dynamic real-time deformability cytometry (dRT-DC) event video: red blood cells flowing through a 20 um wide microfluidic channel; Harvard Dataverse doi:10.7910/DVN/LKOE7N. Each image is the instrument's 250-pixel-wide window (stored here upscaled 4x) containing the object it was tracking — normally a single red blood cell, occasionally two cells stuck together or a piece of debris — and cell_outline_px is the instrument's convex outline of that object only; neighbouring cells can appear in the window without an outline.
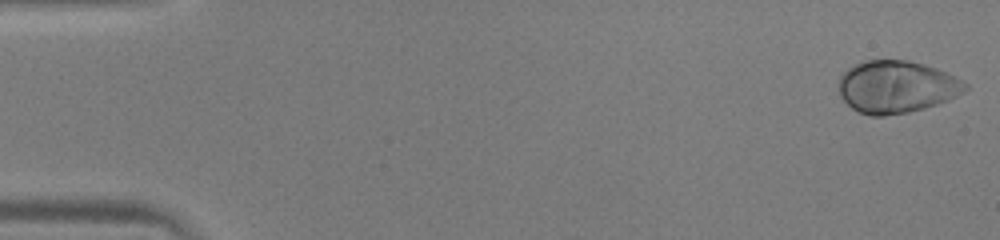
{"species": "human", "species_latin": "Homo sapiens", "temperature_condition": "warm", "stored_images_in_passage": 51, "camera_frame_rate_fps": 3000, "um_per_image_px": 0.085, "donor": {"sex": "male"}, "frame": {"image": 1, "passage_image": 1, "time_ms": 0.0, "image_size_px": [1000, 240], "cell_outline_px": [[968, 88], [964, 92], [948, 100], [924, 108], [908, 112], [884, 116], [872, 116], [860, 112], [852, 108], [840, 96], [840, 76], [852, 64], [864, 60], [908, 60], [924, 64], [936, 68], [968, 84]], "centroid_in_image_um": [76.19, 7.37], "position_along_channel_um": 8.8, "area_um2": 38.38}}
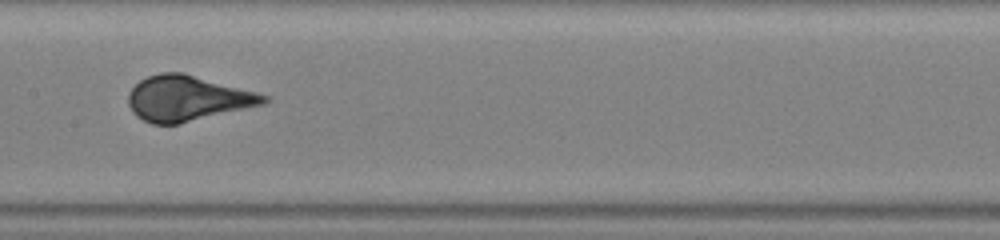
{"frame": {"image": 2, "passage_image": 26, "time_ms": 8.333, "image_size_px": [1000, 240], "cell_outline_px": [[272, 100], [264, 104], [180, 124], [152, 124], [136, 116], [132, 112], [128, 104], [128, 92], [140, 80], [148, 76], [160, 72], [184, 72], [256, 92], [268, 96]], "centroid_in_image_um": [15.92, 8.36], "position_along_channel_um": 191.5, "area_um2": 35.95}}
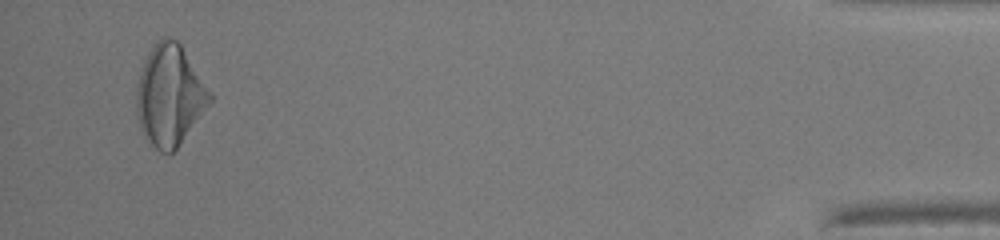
{"frame": {"image": 3, "passage_image": 49, "time_ms": 16.0, "image_size_px": [1000, 240], "cell_outline_px": [[212, 100], [176, 148], [172, 152], [160, 152], [152, 144], [140, 128], [136, 112], [136, 88], [140, 72], [144, 60], [148, 52], [160, 36], [172, 36], [180, 44], [212, 92]], "centroid_in_image_um": [14.41, 8.05], "position_along_channel_um": 420.8, "area_um2": 42.77}, "authors_computed_cell_mechanics": {"area_um2": 36.9342, "velocity_mm_per_s": 4.011, "shape_relaxation_time_tau1_ms": 3.4355, "shape_relaxation_time_tau2_ms": null, "deformation_change_tau1": 0.2009, "deformation_change_tau2": null}}